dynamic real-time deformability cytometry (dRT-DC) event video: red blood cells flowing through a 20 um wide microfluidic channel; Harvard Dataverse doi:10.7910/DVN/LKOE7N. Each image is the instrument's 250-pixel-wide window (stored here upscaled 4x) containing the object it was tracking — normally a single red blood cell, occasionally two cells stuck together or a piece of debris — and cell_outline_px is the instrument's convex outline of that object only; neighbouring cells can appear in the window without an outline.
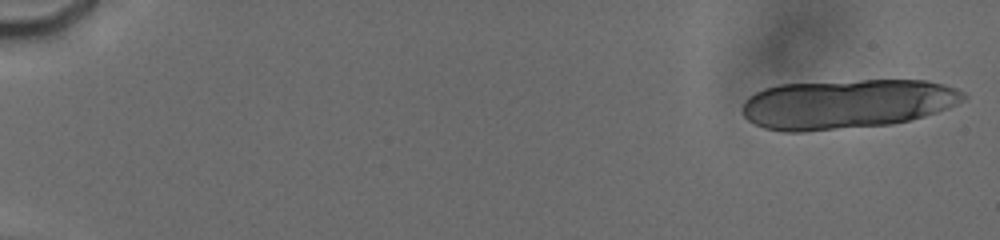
{"species": "human", "species_latin": "Homo sapiens", "temperature_condition": "cold", "stored_images_in_passage": 44, "camera_frame_rate_fps": 3000, "um_per_image_px": 0.085, "donor": {"sex": "male"}, "frame": {"image": 1, "passage_image": 1, "time_ms": 0.0, "image_size_px": [1000, 240], "cell_outline_px": [[968, 96], [964, 100], [948, 108], [924, 116], [892, 124], [804, 132], [784, 132], [764, 128], [748, 120], [744, 116], [740, 108], [744, 100], [748, 96], [764, 88], [780, 84], [860, 80], [924, 80], [944, 84], [956, 88], [964, 92]], "centroid_in_image_um": [71.96, 8.84], "position_along_channel_um": 13.0, "area_um2": 64.22}}